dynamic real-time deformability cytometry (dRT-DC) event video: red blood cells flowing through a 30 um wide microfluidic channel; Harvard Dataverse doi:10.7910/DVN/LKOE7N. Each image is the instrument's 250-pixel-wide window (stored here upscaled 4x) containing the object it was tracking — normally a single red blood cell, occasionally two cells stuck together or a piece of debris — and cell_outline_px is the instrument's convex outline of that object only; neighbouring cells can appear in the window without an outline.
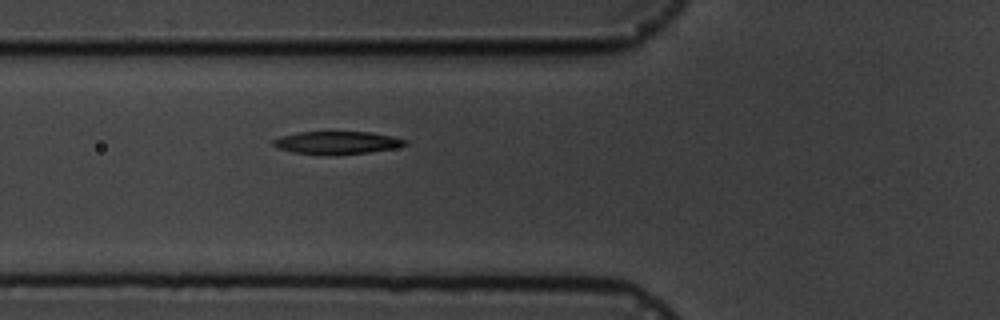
{"species": "common noctule bat (a hibernating species)", "species_latin": "Nyctalus noctula", "temperature_condition": "cold", "stored_images_in_passage": 2, "camera_frame_rate_fps": 3000, "um_per_image_px": 0.085, "animal": {"sex": "male", "body_mass_g": 19.5, "forearm_length_mm": 54.6}, "frame": {"image": 1, "passage_image": 2, "time_ms": 2.0, "image_size_px": [1000, 320], "cell_outline_px": [[408, 144], [396, 148], [368, 152], [324, 156], [292, 152], [280, 148], [272, 144], [272, 140], [280, 136], [300, 132], [372, 132], [392, 136], [408, 140]], "centroid_in_image_um": [28.66, 12.14], "position_along_channel_um": 97.1, "area_um2": 17.69}}